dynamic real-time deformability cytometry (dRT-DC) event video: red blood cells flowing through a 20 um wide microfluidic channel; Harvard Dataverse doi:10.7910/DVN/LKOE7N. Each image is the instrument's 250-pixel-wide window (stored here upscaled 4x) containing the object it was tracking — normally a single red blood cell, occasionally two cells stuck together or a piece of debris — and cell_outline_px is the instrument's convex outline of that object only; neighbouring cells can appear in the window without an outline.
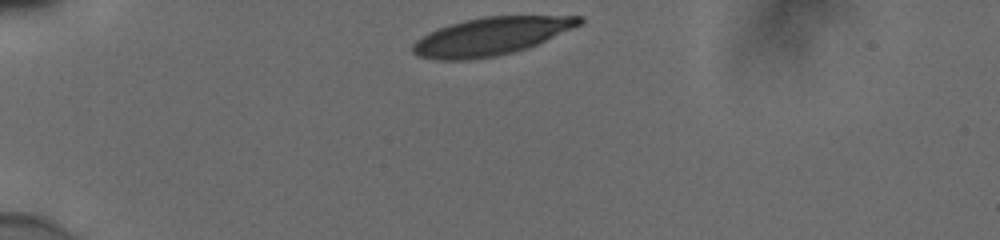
{"species": "human", "species_latin": "Homo sapiens", "temperature_condition": "cold", "stored_images_in_passage": 34, "camera_frame_rate_fps": 3000, "um_per_image_px": 0.085, "donor": {"sex": "male"}, "frame": {"image": 1, "passage_image": 1, "time_ms": 0.0, "image_size_px": [1000, 240], "cell_outline_px": [[584, 20], [580, 24], [572, 28], [536, 44], [512, 52], [496, 56], [468, 60], [440, 60], [416, 56], [412, 52], [412, 44], [416, 40], [428, 32], [436, 28], [448, 24], [464, 20], [484, 16], [584, 16]], "centroid_in_image_um": [41.66, 3.08], "position_along_channel_um": 43.3, "area_um2": 36.53}}
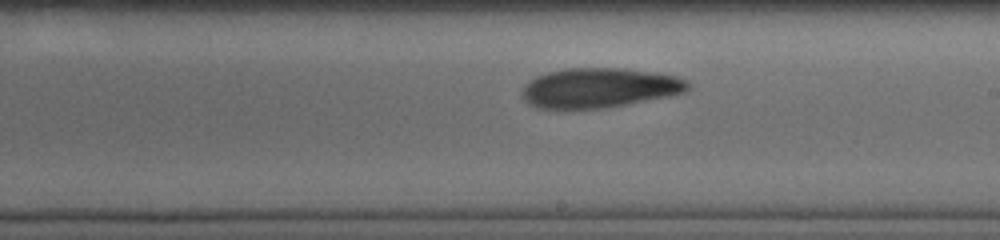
{"frame": {"image": 2, "passage_image": 20, "time_ms": 6.333, "image_size_px": [1000, 240], "cell_outline_px": [[692, 84], [684, 92], [668, 96], [604, 108], [540, 108], [528, 104], [520, 96], [520, 92], [524, 84], [528, 80], [536, 76], [548, 72], [564, 68], [624, 68], [652, 72], [676, 76], [688, 80]], "centroid_in_image_um": [50.9, 7.46], "position_along_channel_um": 238.1, "area_um2": 38.49}}
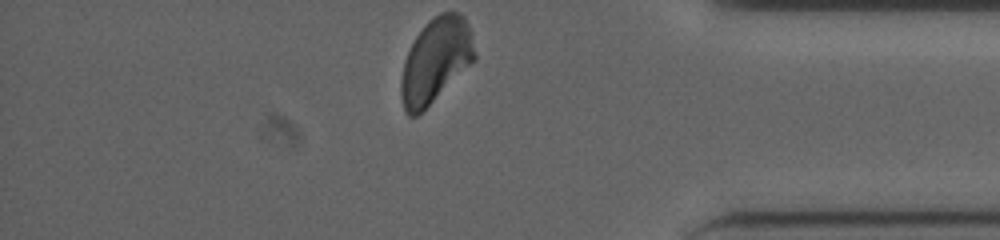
{"frame": {"image": 3, "passage_image": 34, "time_ms": 11.0, "image_size_px": [1000, 240], "cell_outline_px": [[476, 60], [416, 116], [408, 116], [404, 112], [400, 96], [400, 80], [404, 60], [416, 36], [424, 24], [428, 20], [440, 12], [460, 12], [464, 16], [472, 32], [476, 56]], "centroid_in_image_um": [37.03, 5.12], "position_along_channel_um": 398.2, "area_um2": 36.41}, "authors_computed_cell_mechanics": {"area_um2": 38.4948, "velocity_mm_per_s": 3.8424, "shape_relaxation_time_tau1_ms": 4.2761, "shape_relaxation_time_tau2_ms": 4.181, "deformation_change_tau1": 0.1341, "deformation_change_tau2": 0.103}}